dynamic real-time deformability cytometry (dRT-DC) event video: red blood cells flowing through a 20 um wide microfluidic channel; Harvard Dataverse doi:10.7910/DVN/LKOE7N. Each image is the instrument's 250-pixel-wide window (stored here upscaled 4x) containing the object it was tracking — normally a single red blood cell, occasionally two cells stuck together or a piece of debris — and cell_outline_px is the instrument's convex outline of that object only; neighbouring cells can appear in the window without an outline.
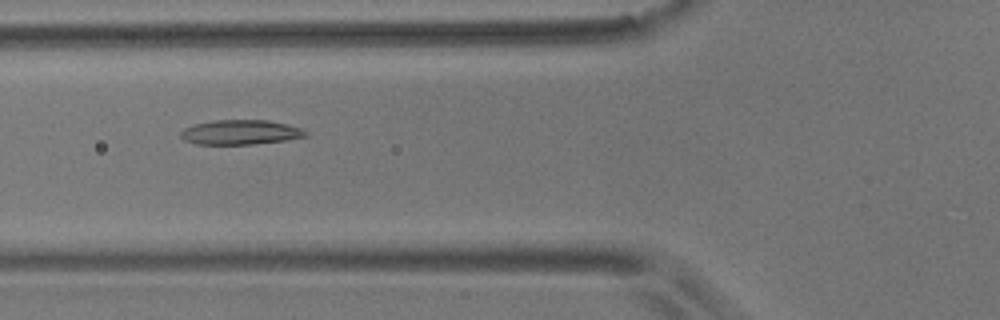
{"species": "common noctule bat (a hibernating species)", "species_latin": "Nyctalus noctula", "temperature_condition": "room temperature", "stored_images_in_passage": 7, "camera_frame_rate_fps": 3000, "um_per_image_px": 0.085, "animal": {"sex": "male", "body_mass_g": 17.9}, "frame": {"image": 1, "passage_image": 3, "time_ms": 0.667, "image_size_px": [1000, 320], "cell_outline_px": [[308, 136], [288, 140], [252, 144], [196, 144], [184, 140], [180, 136], [180, 132], [184, 128], [196, 124], [212, 120], [268, 120], [288, 124], [300, 128], [308, 132]], "centroid_in_image_um": [20.46, 11.24], "position_along_channel_um": 105.3, "area_um2": 18.03}}
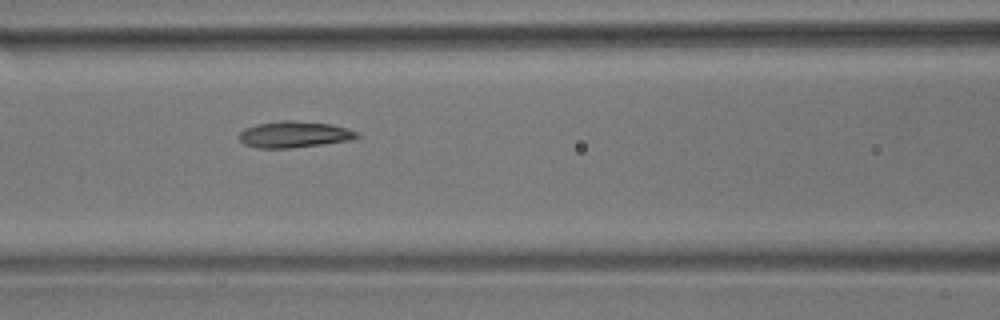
{"frame": {"image": 2, "passage_image": 4, "time_ms": 1.0, "image_size_px": [1000, 320], "cell_outline_px": [[360, 136], [348, 140], [324, 144], [292, 148], [256, 148], [244, 144], [240, 140], [240, 132], [244, 128], [256, 124], [280, 120], [292, 120], [332, 124], [348, 128], [356, 132]], "centroid_in_image_um": [24.98, 11.42], "position_along_channel_um": 141.6, "area_um2": 18.15}}
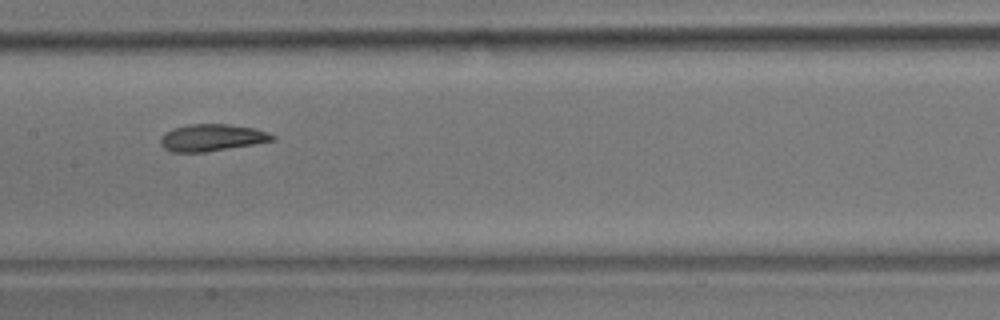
{"frame": {"image": 3, "passage_image": 5, "time_ms": 1.333, "image_size_px": [1000, 320], "cell_outline_px": [[276, 140], [204, 152], [172, 152], [164, 148], [160, 144], [160, 140], [168, 132], [176, 128], [188, 124], [228, 124], [256, 128], [268, 132], [276, 136]], "centroid_in_image_um": [18.06, 11.69], "position_along_channel_um": 189.3, "area_um2": 17.34}}